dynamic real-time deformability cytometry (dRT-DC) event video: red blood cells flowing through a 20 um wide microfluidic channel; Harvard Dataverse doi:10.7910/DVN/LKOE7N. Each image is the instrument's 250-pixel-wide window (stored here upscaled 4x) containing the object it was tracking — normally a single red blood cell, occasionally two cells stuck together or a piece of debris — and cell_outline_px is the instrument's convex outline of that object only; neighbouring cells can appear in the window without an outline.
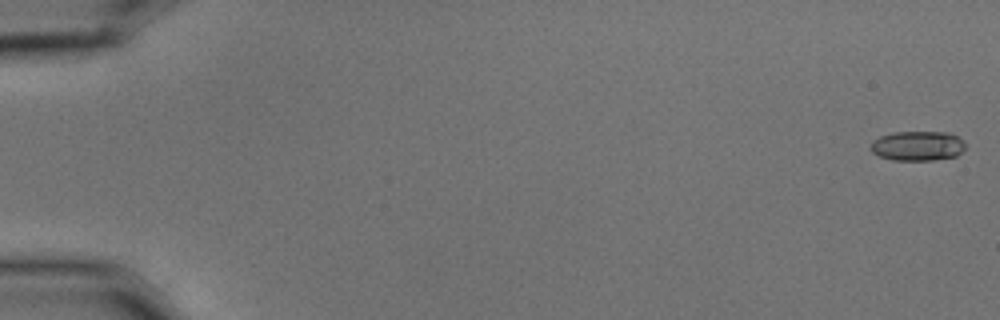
{"species": "common noctule bat (a hibernating species)", "species_latin": "Nyctalus noctula", "temperature_condition": "cold", "stored_images_in_passage": 5, "camera_frame_rate_fps": 3000, "um_per_image_px": 0.085, "animal": {"sex": "male", "body_mass_g": 15.6}, "frame": {"image": 1, "passage_image": 1, "time_ms": 0.0, "image_size_px": [1000, 320], "cell_outline_px": [[964, 148], [956, 156], [932, 160], [892, 160], [880, 156], [872, 152], [868, 148], [872, 140], [880, 136], [892, 132], [948, 132], [964, 140]], "centroid_in_image_um": [77.95, 12.39], "position_along_channel_um": 7.1, "area_um2": 16.47}}